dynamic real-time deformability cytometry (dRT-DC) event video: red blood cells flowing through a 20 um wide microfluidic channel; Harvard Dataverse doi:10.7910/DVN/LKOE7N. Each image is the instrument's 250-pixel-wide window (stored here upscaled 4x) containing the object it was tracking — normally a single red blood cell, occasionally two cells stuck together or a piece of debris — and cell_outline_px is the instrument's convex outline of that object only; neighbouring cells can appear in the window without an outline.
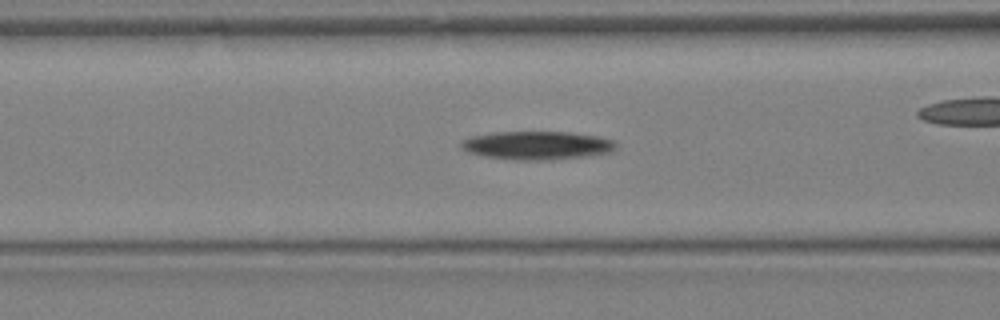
{"species": "Egyptian fruit bat (a non-hibernating species)", "species_latin": "Rousettus aegyptiacus", "temperature_condition": "warm", "stored_images_in_passage": 13, "camera_frame_rate_fps": 3000, "um_per_image_px": 0.085, "animal": {"sex": "female"}, "frame": {"image": 1, "passage_image": 11, "time_ms": 3.333, "image_size_px": [1000, 320], "cell_outline_px": [[616, 148], [608, 152], [584, 156], [548, 160], [516, 160], [484, 156], [468, 152], [460, 148], [460, 140], [472, 136], [496, 132], [572, 132], [596, 136], [612, 140], [616, 144]], "centroid_in_image_um": [45.58, 12.35], "position_along_channel_um": 121.0, "area_um2": 25.49}}